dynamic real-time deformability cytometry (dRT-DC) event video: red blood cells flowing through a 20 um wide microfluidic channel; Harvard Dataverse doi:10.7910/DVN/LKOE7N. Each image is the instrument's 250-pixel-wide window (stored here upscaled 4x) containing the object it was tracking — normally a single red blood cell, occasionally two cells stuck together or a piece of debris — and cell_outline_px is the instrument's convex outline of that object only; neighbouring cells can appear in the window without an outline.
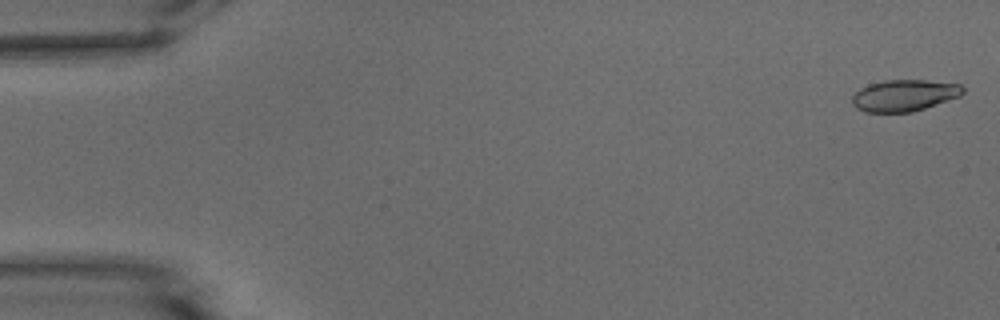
{"species": "common noctule bat (a hibernating species)", "species_latin": "Nyctalus noctula", "temperature_condition": "warm", "stored_images_in_passage": 53, "camera_frame_rate_fps": 3000, "um_per_image_px": 0.085, "animal": {"sex": "male", "body_mass_g": 15.6}, "frame": {"image": 1, "passage_image": 1, "time_ms": 0.0, "image_size_px": [1000, 320], "cell_outline_px": [[964, 92], [960, 96], [912, 112], [864, 112], [856, 108], [852, 104], [852, 96], [860, 88], [868, 84], [884, 80], [924, 80], [960, 84], [964, 88]], "centroid_in_image_um": [76.83, 8.11], "position_along_channel_um": 8.2, "area_um2": 20.35}}
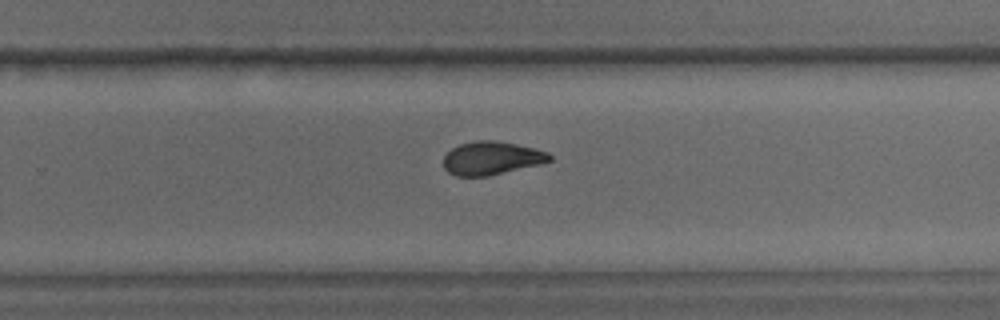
{"frame": {"image": 2, "passage_image": 34, "time_ms": 11.0, "image_size_px": [1000, 320], "cell_outline_px": [[552, 160], [540, 164], [488, 176], [456, 176], [448, 172], [444, 168], [444, 156], [452, 148], [460, 144], [476, 140], [496, 140], [536, 148], [548, 152], [552, 156]], "centroid_in_image_um": [41.79, 13.43], "position_along_channel_um": 288.0, "area_um2": 20.63}}
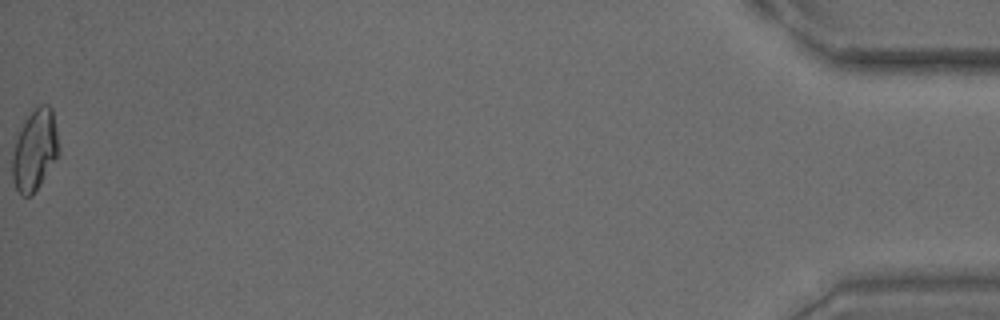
{"frame": {"image": 3, "passage_image": 53, "time_ms": 17.333, "image_size_px": [1000, 320], "cell_outline_px": [[60, 152], [36, 188], [28, 196], [24, 196], [16, 188], [12, 176], [12, 156], [16, 140], [20, 128], [24, 120], [40, 104], [48, 104], [52, 108], [60, 148]], "centroid_in_image_um": [2.96, 12.69], "position_along_channel_um": 432.2, "area_um2": 21.44}, "authors_computed_cell_mechanics": {"area_um2": 21.0392, "velocity_mm_per_s": 3.8345, "shape_relaxation_time_tau1_ms": 5.8653, "shape_relaxation_time_tau2_ms": 1.9409, "deformation_change_tau1": 0.1784, "deformation_change_tau2": 0.0645}}